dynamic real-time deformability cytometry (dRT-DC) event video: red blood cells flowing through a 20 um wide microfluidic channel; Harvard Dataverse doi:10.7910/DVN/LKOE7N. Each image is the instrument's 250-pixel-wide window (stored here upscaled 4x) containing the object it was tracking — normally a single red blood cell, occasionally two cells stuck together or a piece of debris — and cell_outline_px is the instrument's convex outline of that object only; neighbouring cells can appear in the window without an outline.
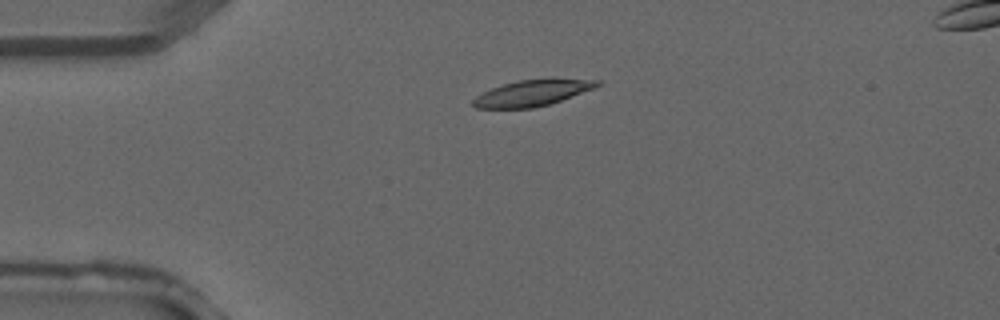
{"species": "common noctule bat (a hibernating species)", "species_latin": "Nyctalus noctula", "temperature_condition": "warm", "stored_images_in_passage": 5, "camera_frame_rate_fps": 3000, "um_per_image_px": 0.085, "animal": {"sex": "male", "forearm_length_mm": 52.5}, "frame": {"image": 1, "passage_image": 3, "time_ms": 0.667, "image_size_px": [1000, 320], "cell_outline_px": [[600, 84], [596, 88], [548, 104], [532, 108], [476, 108], [472, 104], [472, 100], [476, 96], [492, 88], [504, 84], [520, 80], [600, 80]], "centroid_in_image_um": [45.2, 7.93], "position_along_channel_um": 39.8, "area_um2": 18.15}}
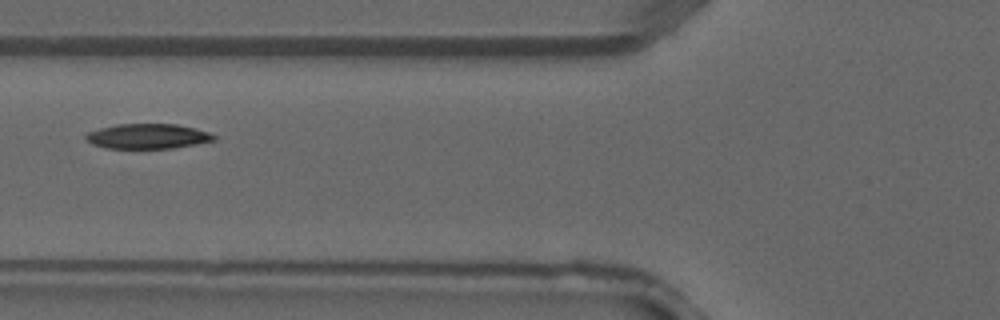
{"frame": {"image": 2, "passage_image": 5, "time_ms": 1.333, "image_size_px": [1000, 320], "cell_outline_px": [[216, 140], [196, 144], [172, 148], [108, 148], [92, 144], [84, 140], [84, 136], [88, 132], [100, 128], [116, 124], [176, 124], [196, 128], [208, 132], [216, 136]], "centroid_in_image_um": [12.54, 11.58], "position_along_channel_um": 113.3, "area_um2": 18.67}}